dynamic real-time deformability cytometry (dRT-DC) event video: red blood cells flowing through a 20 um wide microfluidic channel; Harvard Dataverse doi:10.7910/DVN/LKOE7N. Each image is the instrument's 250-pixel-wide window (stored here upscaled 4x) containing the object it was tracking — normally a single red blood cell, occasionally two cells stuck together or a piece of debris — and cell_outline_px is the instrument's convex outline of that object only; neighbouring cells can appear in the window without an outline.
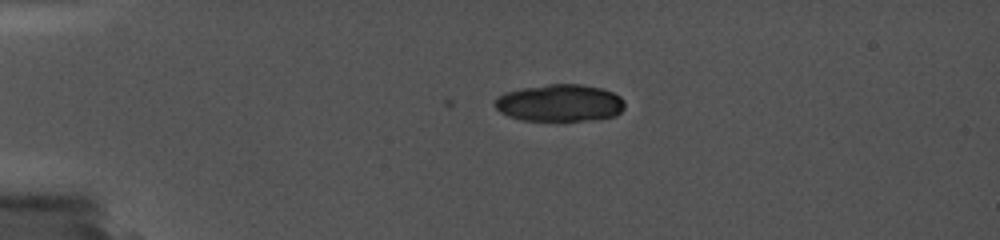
{"species": "common noctule bat (a hibernating species)", "species_latin": "Nyctalus noctula", "temperature_condition": "cold", "stored_images_in_passage": 5, "camera_frame_rate_fps": 5000, "um_per_image_px": 0.085, "animal": {"sex": "female", "body_mass_g": 19.0, "forearm_length_mm": 56.7}, "frame": {"image": 1, "passage_image": 5, "time_ms": 0.8, "image_size_px": [1000, 240], "cell_outline_px": [[624, 108], [616, 116], [584, 120], [520, 120], [508, 116], [500, 112], [496, 108], [496, 96], [504, 92], [520, 88], [548, 84], [580, 84], [600, 88], [612, 92], [620, 96], [624, 100]], "centroid_in_image_um": [47.56, 8.74], "position_along_channel_um": 37.4, "area_um2": 28.09}}